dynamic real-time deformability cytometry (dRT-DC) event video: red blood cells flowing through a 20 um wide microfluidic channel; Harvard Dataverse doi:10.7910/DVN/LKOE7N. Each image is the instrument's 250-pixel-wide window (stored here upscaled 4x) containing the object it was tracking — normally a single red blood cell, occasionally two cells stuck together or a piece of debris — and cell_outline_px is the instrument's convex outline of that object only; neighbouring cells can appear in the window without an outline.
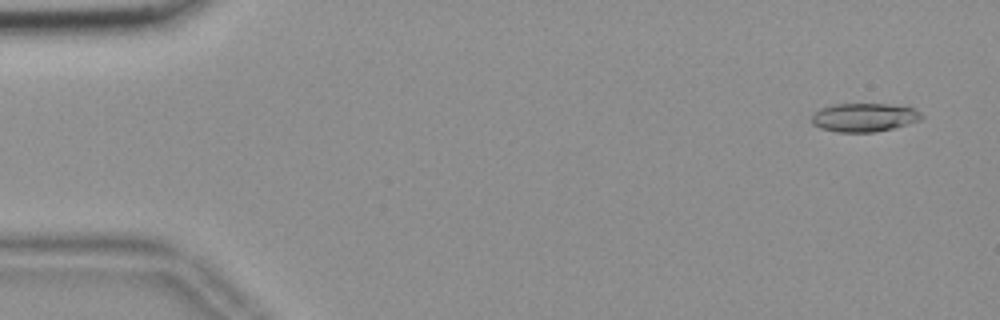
{"species": "common noctule bat (a hibernating species)", "species_latin": "Nyctalus noctula", "temperature_condition": "room temperature", "stored_images_in_passage": 56, "camera_frame_rate_fps": 3000, "um_per_image_px": 0.085, "animal": {"sex": "female", "body_mass_g": 18.4}, "frame": {"image": 1, "passage_image": 3, "time_ms": 0.667, "image_size_px": [1000, 320], "cell_outline_px": [[924, 116], [920, 120], [892, 128], [872, 132], [836, 132], [820, 128], [812, 124], [812, 116], [820, 108], [832, 104], [888, 104], [912, 108], [920, 112]], "centroid_in_image_um": [73.42, 9.98], "position_along_channel_um": 11.6, "area_um2": 18.15}}
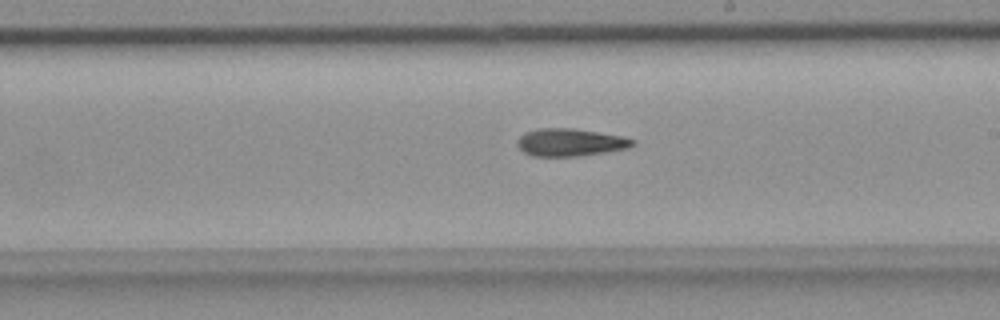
{"frame": {"image": 2, "passage_image": 32, "time_ms": 10.333, "image_size_px": [1000, 320], "cell_outline_px": [[636, 144], [628, 148], [580, 156], [532, 156], [524, 152], [516, 144], [516, 140], [524, 132], [540, 128], [572, 128], [624, 136], [636, 140]], "centroid_in_image_um": [48.47, 12.09], "position_along_channel_um": 240.5, "area_um2": 18.67}}
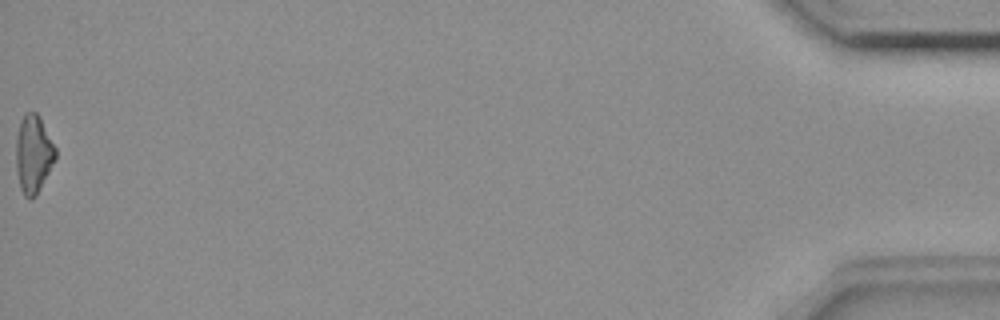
{"frame": {"image": 3, "passage_image": 56, "time_ms": 18.333, "image_size_px": [1000, 320], "cell_outline_px": [[56, 160], [36, 196], [32, 200], [28, 200], [24, 196], [20, 188], [16, 168], [16, 136], [20, 120], [24, 112], [36, 112], [40, 116], [56, 148]], "centroid_in_image_um": [2.84, 13.1], "position_along_channel_um": 432.4, "area_um2": 18.32}}